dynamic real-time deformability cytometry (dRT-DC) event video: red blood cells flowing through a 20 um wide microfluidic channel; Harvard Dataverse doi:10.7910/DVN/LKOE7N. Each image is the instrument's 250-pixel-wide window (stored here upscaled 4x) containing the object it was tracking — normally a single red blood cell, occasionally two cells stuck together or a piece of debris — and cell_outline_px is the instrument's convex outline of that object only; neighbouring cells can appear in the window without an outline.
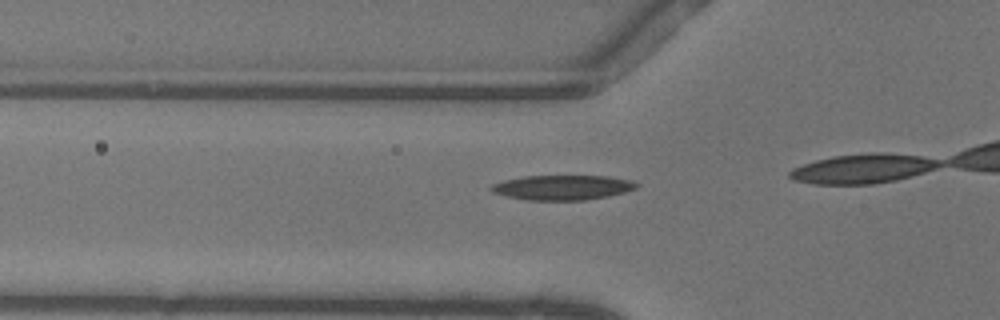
{"species": "common noctule bat (a hibernating species)", "species_latin": "Nyctalus noctula", "temperature_condition": "warm", "stored_images_in_passage": 17, "camera_frame_rate_fps": 3000, "um_per_image_px": 0.085, "animal": {"sex": "female"}, "frame": {"image": 1, "passage_image": 13, "time_ms": 4.0, "image_size_px": [1000, 320], "cell_outline_px": [[636, 188], [624, 192], [608, 196], [584, 200], [528, 200], [508, 196], [492, 192], [488, 188], [492, 184], [504, 180], [524, 176], [608, 176], [632, 180], [636, 184]], "centroid_in_image_um": [47.78, 15.93], "position_along_channel_um": 78.0, "area_um2": 20.87}}
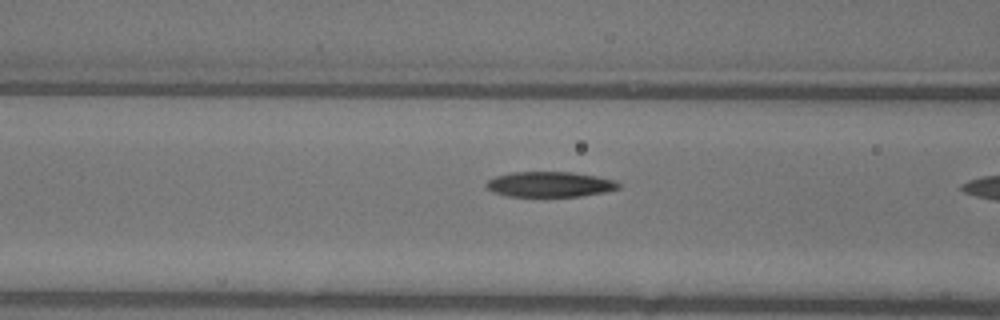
{"frame": {"image": 2, "passage_image": 16, "time_ms": 5.0, "image_size_px": [1000, 320], "cell_outline_px": [[620, 188], [604, 192], [580, 196], [508, 196], [496, 192], [488, 188], [484, 184], [488, 180], [496, 176], [512, 172], [572, 172], [596, 176], [616, 180], [620, 184]], "centroid_in_image_um": [46.76, 15.66], "position_along_channel_um": 119.8, "area_um2": 19.36}}